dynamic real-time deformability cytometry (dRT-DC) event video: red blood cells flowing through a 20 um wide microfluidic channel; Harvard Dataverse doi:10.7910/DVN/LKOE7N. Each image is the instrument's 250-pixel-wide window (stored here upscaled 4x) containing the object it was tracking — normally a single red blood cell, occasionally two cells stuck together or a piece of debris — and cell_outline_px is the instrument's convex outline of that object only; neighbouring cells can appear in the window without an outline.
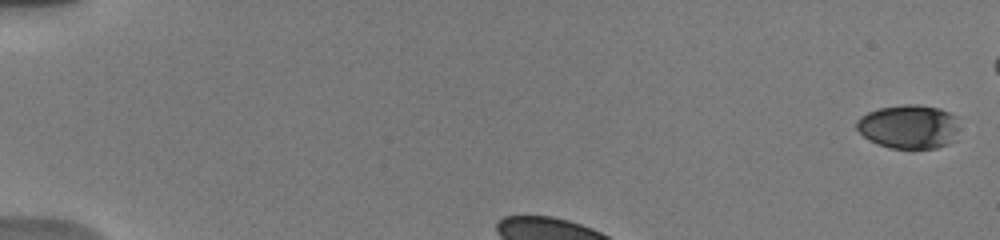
{"species": "human", "species_latin": "Homo sapiens", "temperature_condition": "warm", "stored_images_in_passage": 8, "camera_frame_rate_fps": 3000, "um_per_image_px": 0.085, "donor": {"sex": "male"}, "frame": {"image": 1, "passage_image": 1, "time_ms": 0.0, "image_size_px": [1000, 240], "cell_outline_px": [[956, 140], [948, 144], [936, 148], [892, 148], [876, 144], [868, 140], [856, 128], [856, 120], [860, 116], [868, 112], [880, 108], [904, 104], [916, 104], [940, 108], [956, 116]], "centroid_in_image_um": [77.23, 10.77], "position_along_channel_um": 7.8, "area_um2": 26.36}}
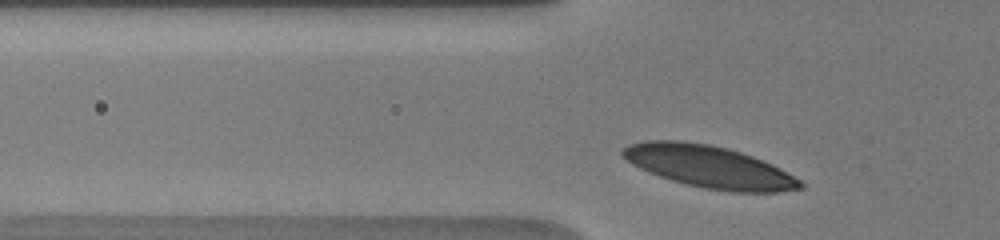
{"frame": {"image": 2, "passage_image": 6, "time_ms": 2.333, "image_size_px": [1000, 240], "cell_outline_px": [[804, 188], [776, 192], [732, 192], [704, 188], [672, 180], [648, 172], [632, 164], [620, 156], [620, 148], [628, 144], [644, 140], [680, 140], [708, 144], [740, 152], [752, 156], [772, 164], [780, 168], [800, 180], [804, 184]], "centroid_in_image_um": [60.23, 14.16], "position_along_channel_um": 65.6, "area_um2": 43.58}}
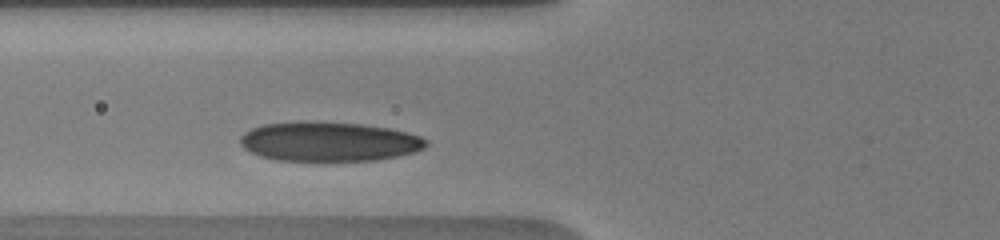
{"frame": {"image": 3, "passage_image": 8, "time_ms": 3.333, "image_size_px": [1000, 240], "cell_outline_px": [[428, 144], [424, 148], [412, 152], [396, 156], [376, 160], [276, 160], [260, 156], [244, 148], [240, 144], [240, 136], [244, 132], [252, 128], [264, 124], [360, 124], [388, 128], [420, 136], [428, 140]], "centroid_in_image_um": [27.98, 12.07], "position_along_channel_um": 97.8, "area_um2": 41.21}}